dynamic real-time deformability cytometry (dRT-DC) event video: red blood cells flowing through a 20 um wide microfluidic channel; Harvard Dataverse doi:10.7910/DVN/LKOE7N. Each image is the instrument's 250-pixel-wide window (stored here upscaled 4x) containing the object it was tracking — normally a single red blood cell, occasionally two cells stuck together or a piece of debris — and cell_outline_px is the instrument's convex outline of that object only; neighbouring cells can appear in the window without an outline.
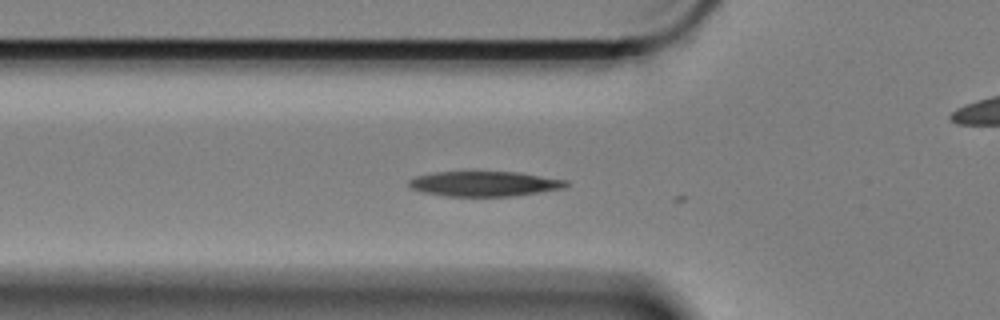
{"species": "Egyptian fruit bat (a non-hibernating species)", "species_latin": "Rousettus aegyptiacus", "temperature_condition": "cold", "stored_images_in_passage": 4, "camera_frame_rate_fps": 3000, "um_per_image_px": 0.085, "animal": {"sex": "female"}, "frame": {"image": 1, "passage_image": 3, "time_ms": 0.667, "image_size_px": [1000, 320], "cell_outline_px": [[568, 184], [564, 188], [516, 196], [444, 196], [420, 192], [412, 188], [408, 184], [408, 180], [416, 176], [436, 172], [516, 172], [568, 180]], "centroid_in_image_um": [41.16, 15.63], "position_along_channel_um": 84.6, "area_um2": 22.95}}